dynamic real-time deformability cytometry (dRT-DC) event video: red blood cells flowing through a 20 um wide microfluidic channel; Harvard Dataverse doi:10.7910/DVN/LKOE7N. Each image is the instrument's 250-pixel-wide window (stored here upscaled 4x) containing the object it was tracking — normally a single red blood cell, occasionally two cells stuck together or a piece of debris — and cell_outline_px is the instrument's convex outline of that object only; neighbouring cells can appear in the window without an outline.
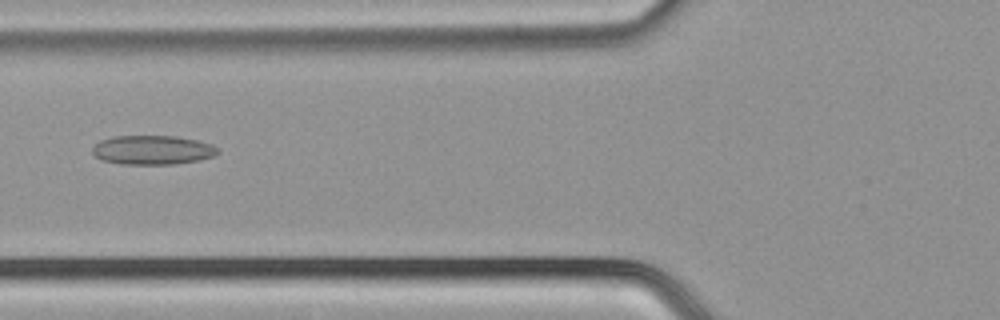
{"species": "common noctule bat (a hibernating species)", "species_latin": "Nyctalus noctula", "temperature_condition": "cold", "stored_images_in_passage": 32, "camera_frame_rate_fps": 3000, "um_per_image_px": 0.085, "animal": {"sex": "male", "body_mass_g": 21.5, "forearm_length_mm": 52.0}, "frame": {"image": 1, "passage_image": 5, "time_ms": 1.333, "image_size_px": [1000, 320], "cell_outline_px": [[220, 152], [212, 156], [200, 160], [172, 164], [120, 164], [104, 160], [96, 156], [92, 152], [92, 148], [100, 140], [112, 136], [176, 136], [196, 140], [212, 144], [220, 148]], "centroid_in_image_um": [12.99, 12.74], "position_along_channel_um": 112.8, "area_um2": 21.33}}
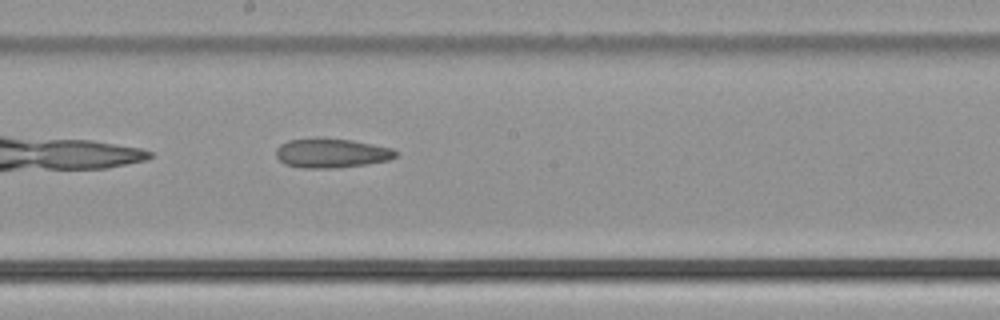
{"frame": {"image": 2, "passage_image": 13, "time_ms": 4.0, "image_size_px": [1000, 320], "cell_outline_px": [[400, 152], [396, 156], [388, 160], [368, 164], [332, 168], [300, 168], [284, 164], [276, 156], [276, 148], [280, 144], [288, 140], [316, 136], [320, 136], [352, 140], [392, 148]], "centroid_in_image_um": [28.14, 12.99], "position_along_channel_um": 220.1, "area_um2": 20.98}}
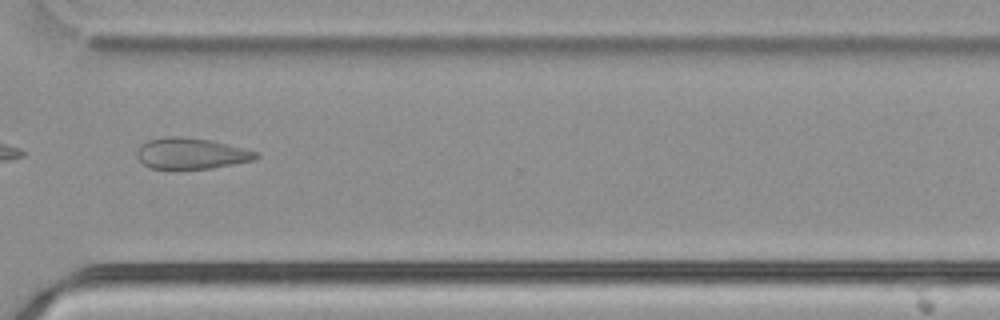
{"frame": {"image": 3, "passage_image": 23, "time_ms": 7.333, "image_size_px": [1000, 320], "cell_outline_px": [[260, 156], [252, 160], [212, 168], [148, 168], [136, 156], [136, 152], [140, 144], [148, 140], [168, 136], [184, 136], [212, 140], [260, 152]], "centroid_in_image_um": [16.24, 13.02], "position_along_channel_um": 354.4, "area_um2": 21.56}}